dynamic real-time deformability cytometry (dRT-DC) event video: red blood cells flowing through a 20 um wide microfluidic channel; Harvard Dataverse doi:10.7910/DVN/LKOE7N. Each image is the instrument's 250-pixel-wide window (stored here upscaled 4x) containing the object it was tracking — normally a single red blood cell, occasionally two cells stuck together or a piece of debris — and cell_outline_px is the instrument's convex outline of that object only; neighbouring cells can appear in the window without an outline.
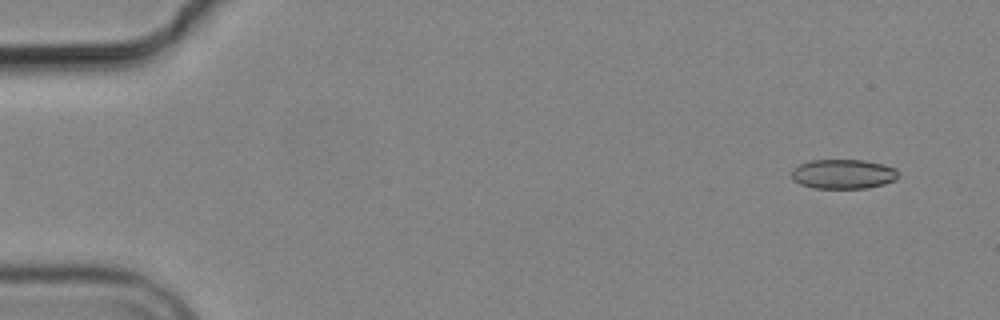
{"species": "common noctule bat (a hibernating species)", "species_latin": "Nyctalus noctula", "temperature_condition": "cold", "stored_images_in_passage": 4, "camera_frame_rate_fps": 3000, "um_per_image_px": 0.085, "animal": {"sex": "male", "body_mass_g": 19.2, "forearm_length_mm": 51.8}, "frame": {"image": 1, "passage_image": 1, "time_ms": 0.0, "image_size_px": [1000, 320], "cell_outline_px": [[900, 172], [896, 180], [884, 184], [868, 188], [816, 188], [800, 184], [792, 180], [792, 168], [808, 160], [864, 160], [884, 164], [896, 168]], "centroid_in_image_um": [71.7, 14.79], "position_along_channel_um": 13.3, "area_um2": 18.61}}
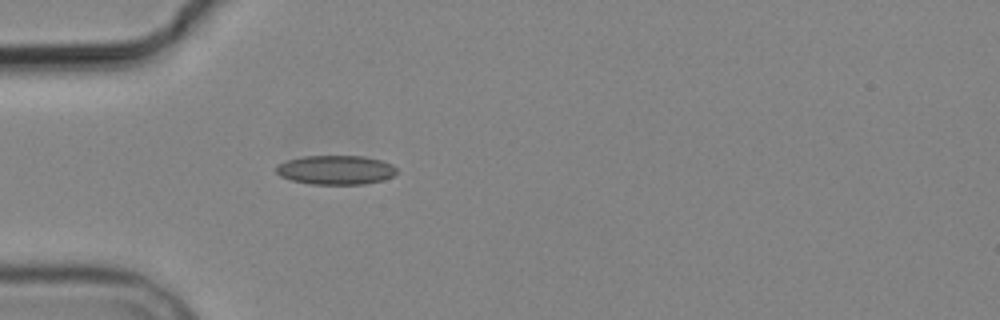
{"frame": {"image": 2, "passage_image": 4, "time_ms": 4.333, "image_size_px": [1000, 320], "cell_outline_px": [[396, 172], [392, 176], [384, 180], [364, 184], [312, 184], [292, 180], [280, 176], [276, 172], [276, 164], [288, 160], [304, 156], [364, 156], [380, 160], [392, 164], [396, 168]], "centroid_in_image_um": [28.53, 14.44], "position_along_channel_um": 56.5, "area_um2": 20.46}}